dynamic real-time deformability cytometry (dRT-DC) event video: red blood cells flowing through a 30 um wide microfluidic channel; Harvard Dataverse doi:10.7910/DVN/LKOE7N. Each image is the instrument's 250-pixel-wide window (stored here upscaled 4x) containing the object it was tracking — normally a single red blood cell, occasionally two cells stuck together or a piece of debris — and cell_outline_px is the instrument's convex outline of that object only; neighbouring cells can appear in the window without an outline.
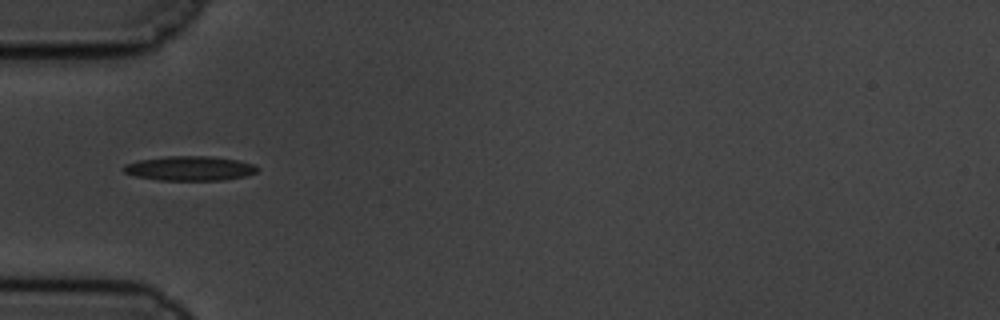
{"species": "common noctule bat (a hibernating species)", "species_latin": "Nyctalus noctula", "temperature_condition": "cold", "stored_images_in_passage": 38, "camera_frame_rate_fps": 3000, "um_per_image_px": 0.085, "animal": {"sex": "male", "body_mass_g": 19.5, "forearm_length_mm": 54.6}, "frame": {"image": 1, "passage_image": 1, "time_ms": 0.0, "image_size_px": [1000, 320], "cell_outline_px": [[260, 168], [256, 172], [244, 176], [224, 180], [160, 180], [136, 176], [124, 172], [120, 168], [124, 164], [136, 160], [168, 156], [212, 156], [240, 160], [252, 164]], "centroid_in_image_um": [16.1, 14.3], "position_along_channel_um": 68.9, "area_um2": 19.25}}
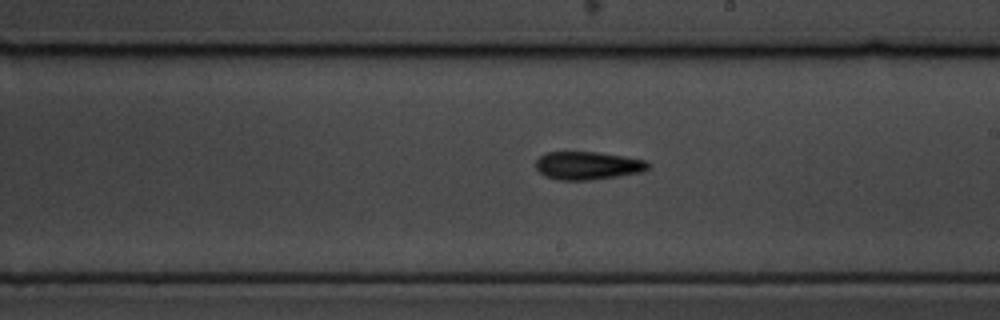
{"frame": {"image": 2, "passage_image": 15, "time_ms": 4.667, "image_size_px": [1000, 320], "cell_outline_px": [[648, 168], [640, 172], [592, 180], [560, 180], [544, 176], [536, 168], [536, 160], [540, 156], [548, 152], [596, 152], [644, 160], [648, 164]], "centroid_in_image_um": [49.89, 14.08], "position_along_channel_um": 239.1, "area_um2": 18.03}}
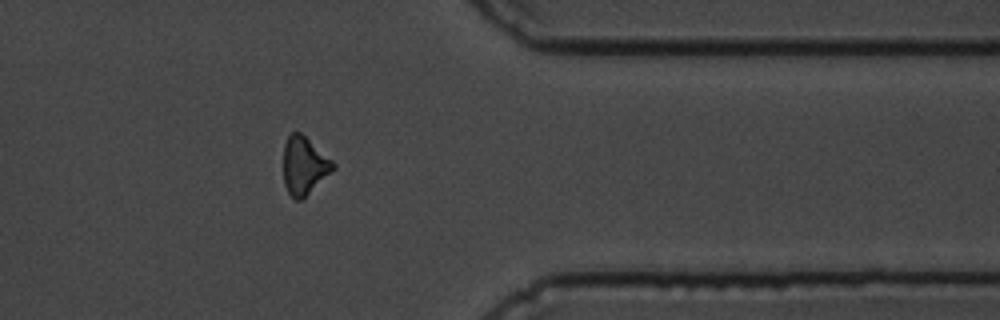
{"frame": {"image": 3, "passage_image": 28, "time_ms": 9.0, "image_size_px": [1000, 320], "cell_outline_px": [[336, 168], [300, 200], [296, 200], [288, 192], [284, 184], [284, 144], [288, 136], [292, 132], [300, 132], [332, 160], [336, 164]], "centroid_in_image_um": [25.85, 14.06], "position_along_channel_um": 385.5, "area_um2": 16.42}, "authors_computed_cell_mechanics": {"area_um2": 17.3689, "velocity_mm_per_s": 3.6549, "shape_relaxation_time_tau1_ms": 5.4828, "shape_relaxation_time_tau2_ms": 5.8981, "deformation_change_tau1": 0.1281, "deformation_change_tau2": 0.1665}}